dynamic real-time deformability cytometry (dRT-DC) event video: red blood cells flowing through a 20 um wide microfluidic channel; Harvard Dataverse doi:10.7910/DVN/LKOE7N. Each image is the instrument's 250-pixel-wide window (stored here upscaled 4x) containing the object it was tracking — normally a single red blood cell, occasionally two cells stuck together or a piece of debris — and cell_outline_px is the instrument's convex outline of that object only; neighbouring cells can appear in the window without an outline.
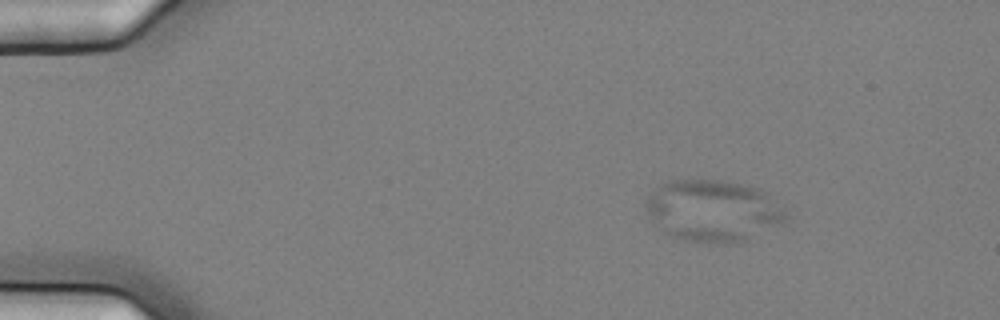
{"species": "common noctule bat (a hibernating species)", "species_latin": "Nyctalus noctula", "temperature_condition": "cold", "stored_images_in_passage": 49, "camera_frame_rate_fps": 3000, "um_per_image_px": 0.085, "animal": {"sex": "female", "body_mass_g": 25.1}, "frame": {"image": 1, "passage_image": 1, "time_ms": 0.0, "image_size_px": [1000, 320], "cell_outline_px": [[792, 216], [784, 224], [748, 240], [736, 244], [708, 244], [684, 240], [672, 236], [664, 232], [648, 216], [644, 204], [648, 196], [660, 184], [668, 180], [728, 180], [760, 188], [768, 192]], "centroid_in_image_um": [60.69, 17.93], "position_along_channel_um": 24.3, "area_um2": 51.79}}
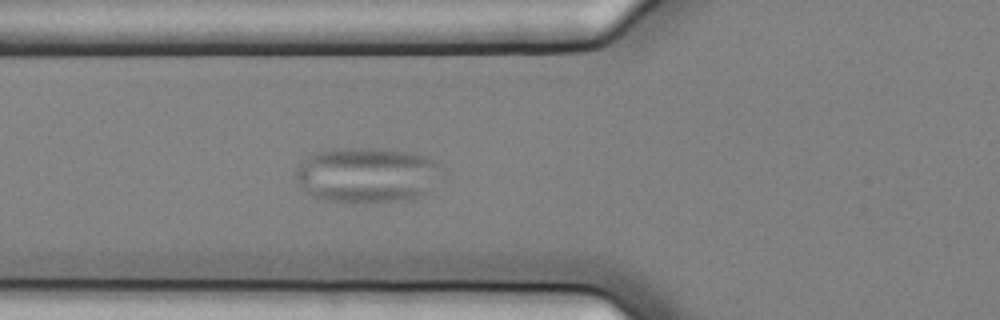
{"frame": {"image": 2, "passage_image": 14, "time_ms": 4.333, "image_size_px": [1000, 320], "cell_outline_px": [[440, 164], [424, 192], [416, 196], [396, 200], [328, 200], [316, 196], [308, 192], [300, 184], [296, 176], [296, 168], [308, 156], [316, 152], [332, 148], [380, 148], [412, 152], [428, 156], [436, 160]], "centroid_in_image_um": [31.11, 14.79], "position_along_channel_um": 94.7, "area_um2": 45.2}}
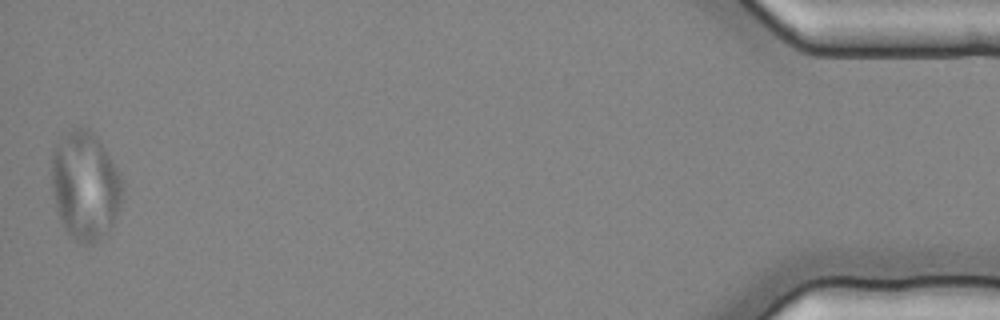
{"frame": {"image": 3, "passage_image": 49, "time_ms": 16.0, "image_size_px": [1000, 320], "cell_outline_px": [[124, 192], [120, 208], [108, 236], [92, 244], [80, 244], [68, 232], [60, 220], [56, 208], [52, 192], [52, 148], [60, 136], [72, 128], [80, 124], [88, 128], [96, 136], [120, 172], [124, 180]], "centroid_in_image_um": [7.26, 15.77], "position_along_channel_um": 427.9, "area_um2": 45.95}}